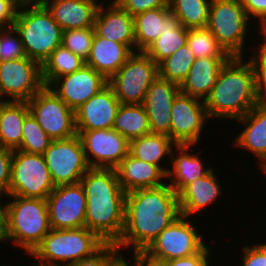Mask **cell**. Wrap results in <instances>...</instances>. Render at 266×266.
Listing matches in <instances>:
<instances>
[{"instance_id":"cell-52","label":"cell","mask_w":266,"mask_h":266,"mask_svg":"<svg viewBox=\"0 0 266 266\" xmlns=\"http://www.w3.org/2000/svg\"><path fill=\"white\" fill-rule=\"evenodd\" d=\"M20 3H33V2H41V0H18Z\"/></svg>"},{"instance_id":"cell-47","label":"cell","mask_w":266,"mask_h":266,"mask_svg":"<svg viewBox=\"0 0 266 266\" xmlns=\"http://www.w3.org/2000/svg\"><path fill=\"white\" fill-rule=\"evenodd\" d=\"M251 21L259 20L266 14V0H240Z\"/></svg>"},{"instance_id":"cell-43","label":"cell","mask_w":266,"mask_h":266,"mask_svg":"<svg viewBox=\"0 0 266 266\" xmlns=\"http://www.w3.org/2000/svg\"><path fill=\"white\" fill-rule=\"evenodd\" d=\"M13 150L0 146V195L8 196Z\"/></svg>"},{"instance_id":"cell-14","label":"cell","mask_w":266,"mask_h":266,"mask_svg":"<svg viewBox=\"0 0 266 266\" xmlns=\"http://www.w3.org/2000/svg\"><path fill=\"white\" fill-rule=\"evenodd\" d=\"M209 120L203 100L179 92L172 103L170 138L177 145L197 146Z\"/></svg>"},{"instance_id":"cell-17","label":"cell","mask_w":266,"mask_h":266,"mask_svg":"<svg viewBox=\"0 0 266 266\" xmlns=\"http://www.w3.org/2000/svg\"><path fill=\"white\" fill-rule=\"evenodd\" d=\"M107 84L101 73L85 64L71 74L56 78L49 87L75 111Z\"/></svg>"},{"instance_id":"cell-13","label":"cell","mask_w":266,"mask_h":266,"mask_svg":"<svg viewBox=\"0 0 266 266\" xmlns=\"http://www.w3.org/2000/svg\"><path fill=\"white\" fill-rule=\"evenodd\" d=\"M44 86L42 65L37 61L27 56L0 61V101L27 102Z\"/></svg>"},{"instance_id":"cell-30","label":"cell","mask_w":266,"mask_h":266,"mask_svg":"<svg viewBox=\"0 0 266 266\" xmlns=\"http://www.w3.org/2000/svg\"><path fill=\"white\" fill-rule=\"evenodd\" d=\"M188 29L171 12L166 17V28L144 51L157 65L187 43Z\"/></svg>"},{"instance_id":"cell-34","label":"cell","mask_w":266,"mask_h":266,"mask_svg":"<svg viewBox=\"0 0 266 266\" xmlns=\"http://www.w3.org/2000/svg\"><path fill=\"white\" fill-rule=\"evenodd\" d=\"M211 0H169L171 12L184 28H205Z\"/></svg>"},{"instance_id":"cell-23","label":"cell","mask_w":266,"mask_h":266,"mask_svg":"<svg viewBox=\"0 0 266 266\" xmlns=\"http://www.w3.org/2000/svg\"><path fill=\"white\" fill-rule=\"evenodd\" d=\"M98 0H41L60 28L65 30L94 27Z\"/></svg>"},{"instance_id":"cell-8","label":"cell","mask_w":266,"mask_h":266,"mask_svg":"<svg viewBox=\"0 0 266 266\" xmlns=\"http://www.w3.org/2000/svg\"><path fill=\"white\" fill-rule=\"evenodd\" d=\"M159 76V65L145 52H134L108 79L121 104H143L146 92Z\"/></svg>"},{"instance_id":"cell-29","label":"cell","mask_w":266,"mask_h":266,"mask_svg":"<svg viewBox=\"0 0 266 266\" xmlns=\"http://www.w3.org/2000/svg\"><path fill=\"white\" fill-rule=\"evenodd\" d=\"M176 145L168 135L149 133L129 141L128 153L139 160L160 166L168 173L170 165L166 166L163 162L166 156L171 159L172 149Z\"/></svg>"},{"instance_id":"cell-22","label":"cell","mask_w":266,"mask_h":266,"mask_svg":"<svg viewBox=\"0 0 266 266\" xmlns=\"http://www.w3.org/2000/svg\"><path fill=\"white\" fill-rule=\"evenodd\" d=\"M243 125L231 146L247 149L258 160L259 169L266 166V103H258L246 115L235 120Z\"/></svg>"},{"instance_id":"cell-41","label":"cell","mask_w":266,"mask_h":266,"mask_svg":"<svg viewBox=\"0 0 266 266\" xmlns=\"http://www.w3.org/2000/svg\"><path fill=\"white\" fill-rule=\"evenodd\" d=\"M249 58L255 72L256 91L259 103H266V49H253Z\"/></svg>"},{"instance_id":"cell-11","label":"cell","mask_w":266,"mask_h":266,"mask_svg":"<svg viewBox=\"0 0 266 266\" xmlns=\"http://www.w3.org/2000/svg\"><path fill=\"white\" fill-rule=\"evenodd\" d=\"M29 111L52 140L77 135L75 111L49 86H44L29 101Z\"/></svg>"},{"instance_id":"cell-44","label":"cell","mask_w":266,"mask_h":266,"mask_svg":"<svg viewBox=\"0 0 266 266\" xmlns=\"http://www.w3.org/2000/svg\"><path fill=\"white\" fill-rule=\"evenodd\" d=\"M211 247L205 245L197 254L185 258H176L165 261L166 266H210L212 262ZM210 259V261H208Z\"/></svg>"},{"instance_id":"cell-39","label":"cell","mask_w":266,"mask_h":266,"mask_svg":"<svg viewBox=\"0 0 266 266\" xmlns=\"http://www.w3.org/2000/svg\"><path fill=\"white\" fill-rule=\"evenodd\" d=\"M123 254L115 243H105L93 255L70 263L69 266H119Z\"/></svg>"},{"instance_id":"cell-45","label":"cell","mask_w":266,"mask_h":266,"mask_svg":"<svg viewBox=\"0 0 266 266\" xmlns=\"http://www.w3.org/2000/svg\"><path fill=\"white\" fill-rule=\"evenodd\" d=\"M258 243L242 246L240 266H266V250Z\"/></svg>"},{"instance_id":"cell-36","label":"cell","mask_w":266,"mask_h":266,"mask_svg":"<svg viewBox=\"0 0 266 266\" xmlns=\"http://www.w3.org/2000/svg\"><path fill=\"white\" fill-rule=\"evenodd\" d=\"M186 44L193 52L195 58L231 57L207 27L188 29Z\"/></svg>"},{"instance_id":"cell-37","label":"cell","mask_w":266,"mask_h":266,"mask_svg":"<svg viewBox=\"0 0 266 266\" xmlns=\"http://www.w3.org/2000/svg\"><path fill=\"white\" fill-rule=\"evenodd\" d=\"M52 141L53 140L37 123L34 116L29 113L24 119L22 141L18 150L31 154L43 155Z\"/></svg>"},{"instance_id":"cell-35","label":"cell","mask_w":266,"mask_h":266,"mask_svg":"<svg viewBox=\"0 0 266 266\" xmlns=\"http://www.w3.org/2000/svg\"><path fill=\"white\" fill-rule=\"evenodd\" d=\"M194 61L193 52L185 44L159 64V76L180 86Z\"/></svg>"},{"instance_id":"cell-1","label":"cell","mask_w":266,"mask_h":266,"mask_svg":"<svg viewBox=\"0 0 266 266\" xmlns=\"http://www.w3.org/2000/svg\"><path fill=\"white\" fill-rule=\"evenodd\" d=\"M181 216L178 194L168 184L137 189L125 196V225L115 243L122 251L143 252Z\"/></svg>"},{"instance_id":"cell-6","label":"cell","mask_w":266,"mask_h":266,"mask_svg":"<svg viewBox=\"0 0 266 266\" xmlns=\"http://www.w3.org/2000/svg\"><path fill=\"white\" fill-rule=\"evenodd\" d=\"M105 242L86 227L51 229L28 256L38 262L70 264L97 252Z\"/></svg>"},{"instance_id":"cell-4","label":"cell","mask_w":266,"mask_h":266,"mask_svg":"<svg viewBox=\"0 0 266 266\" xmlns=\"http://www.w3.org/2000/svg\"><path fill=\"white\" fill-rule=\"evenodd\" d=\"M13 26L26 56L41 65L61 45L63 30L41 2L20 3Z\"/></svg>"},{"instance_id":"cell-19","label":"cell","mask_w":266,"mask_h":266,"mask_svg":"<svg viewBox=\"0 0 266 266\" xmlns=\"http://www.w3.org/2000/svg\"><path fill=\"white\" fill-rule=\"evenodd\" d=\"M179 85L158 76L146 92L143 106L149 118L151 133L170 137L171 109Z\"/></svg>"},{"instance_id":"cell-12","label":"cell","mask_w":266,"mask_h":266,"mask_svg":"<svg viewBox=\"0 0 266 266\" xmlns=\"http://www.w3.org/2000/svg\"><path fill=\"white\" fill-rule=\"evenodd\" d=\"M43 157L55 187L78 183L90 169L78 134L53 140Z\"/></svg>"},{"instance_id":"cell-32","label":"cell","mask_w":266,"mask_h":266,"mask_svg":"<svg viewBox=\"0 0 266 266\" xmlns=\"http://www.w3.org/2000/svg\"><path fill=\"white\" fill-rule=\"evenodd\" d=\"M112 129L128 141L151 133L149 118L143 104H121Z\"/></svg>"},{"instance_id":"cell-10","label":"cell","mask_w":266,"mask_h":266,"mask_svg":"<svg viewBox=\"0 0 266 266\" xmlns=\"http://www.w3.org/2000/svg\"><path fill=\"white\" fill-rule=\"evenodd\" d=\"M193 222L188 217H178L155 238L143 253L161 262L197 254L206 242L203 240L204 236L200 234L198 224L194 220Z\"/></svg>"},{"instance_id":"cell-21","label":"cell","mask_w":266,"mask_h":266,"mask_svg":"<svg viewBox=\"0 0 266 266\" xmlns=\"http://www.w3.org/2000/svg\"><path fill=\"white\" fill-rule=\"evenodd\" d=\"M195 145H176L171 152L170 169L167 173V182L177 194H179L189 183L206 176L214 168L204 164L201 149L193 150ZM192 148V149H191ZM189 151V152H188ZM191 151V152H190ZM194 152V153H193ZM172 167V169H171Z\"/></svg>"},{"instance_id":"cell-7","label":"cell","mask_w":266,"mask_h":266,"mask_svg":"<svg viewBox=\"0 0 266 266\" xmlns=\"http://www.w3.org/2000/svg\"><path fill=\"white\" fill-rule=\"evenodd\" d=\"M250 20L240 0H211L206 27L231 57H245Z\"/></svg>"},{"instance_id":"cell-5","label":"cell","mask_w":266,"mask_h":266,"mask_svg":"<svg viewBox=\"0 0 266 266\" xmlns=\"http://www.w3.org/2000/svg\"><path fill=\"white\" fill-rule=\"evenodd\" d=\"M5 197L10 199L6 202L8 241L30 255L52 229L47 199Z\"/></svg>"},{"instance_id":"cell-26","label":"cell","mask_w":266,"mask_h":266,"mask_svg":"<svg viewBox=\"0 0 266 266\" xmlns=\"http://www.w3.org/2000/svg\"><path fill=\"white\" fill-rule=\"evenodd\" d=\"M230 58H195L186 79L179 86L180 92L204 101L213 89L221 68Z\"/></svg>"},{"instance_id":"cell-24","label":"cell","mask_w":266,"mask_h":266,"mask_svg":"<svg viewBox=\"0 0 266 266\" xmlns=\"http://www.w3.org/2000/svg\"><path fill=\"white\" fill-rule=\"evenodd\" d=\"M116 171L119 183L126 193L137 189L160 187L168 182L167 173L160 166L139 160L129 153Z\"/></svg>"},{"instance_id":"cell-18","label":"cell","mask_w":266,"mask_h":266,"mask_svg":"<svg viewBox=\"0 0 266 266\" xmlns=\"http://www.w3.org/2000/svg\"><path fill=\"white\" fill-rule=\"evenodd\" d=\"M121 103L107 84L75 110L76 130L112 129Z\"/></svg>"},{"instance_id":"cell-28","label":"cell","mask_w":266,"mask_h":266,"mask_svg":"<svg viewBox=\"0 0 266 266\" xmlns=\"http://www.w3.org/2000/svg\"><path fill=\"white\" fill-rule=\"evenodd\" d=\"M30 113L26 101H0V146L18 150L22 141V127Z\"/></svg>"},{"instance_id":"cell-3","label":"cell","mask_w":266,"mask_h":266,"mask_svg":"<svg viewBox=\"0 0 266 266\" xmlns=\"http://www.w3.org/2000/svg\"><path fill=\"white\" fill-rule=\"evenodd\" d=\"M231 57L221 68L217 81L204 100L209 119L236 120L259 103L255 72L250 60Z\"/></svg>"},{"instance_id":"cell-53","label":"cell","mask_w":266,"mask_h":266,"mask_svg":"<svg viewBox=\"0 0 266 266\" xmlns=\"http://www.w3.org/2000/svg\"><path fill=\"white\" fill-rule=\"evenodd\" d=\"M260 245L266 250V242L260 243Z\"/></svg>"},{"instance_id":"cell-15","label":"cell","mask_w":266,"mask_h":266,"mask_svg":"<svg viewBox=\"0 0 266 266\" xmlns=\"http://www.w3.org/2000/svg\"><path fill=\"white\" fill-rule=\"evenodd\" d=\"M76 132L90 168L116 169L128 155L129 141L114 129Z\"/></svg>"},{"instance_id":"cell-54","label":"cell","mask_w":266,"mask_h":266,"mask_svg":"<svg viewBox=\"0 0 266 266\" xmlns=\"http://www.w3.org/2000/svg\"><path fill=\"white\" fill-rule=\"evenodd\" d=\"M263 173L266 175V166L262 169Z\"/></svg>"},{"instance_id":"cell-38","label":"cell","mask_w":266,"mask_h":266,"mask_svg":"<svg viewBox=\"0 0 266 266\" xmlns=\"http://www.w3.org/2000/svg\"><path fill=\"white\" fill-rule=\"evenodd\" d=\"M95 35V27L65 30L61 44L75 55L87 60Z\"/></svg>"},{"instance_id":"cell-51","label":"cell","mask_w":266,"mask_h":266,"mask_svg":"<svg viewBox=\"0 0 266 266\" xmlns=\"http://www.w3.org/2000/svg\"><path fill=\"white\" fill-rule=\"evenodd\" d=\"M31 266H69V264H58V263H45V262H38L36 264L33 263Z\"/></svg>"},{"instance_id":"cell-46","label":"cell","mask_w":266,"mask_h":266,"mask_svg":"<svg viewBox=\"0 0 266 266\" xmlns=\"http://www.w3.org/2000/svg\"><path fill=\"white\" fill-rule=\"evenodd\" d=\"M20 2L18 0H0V28L14 25Z\"/></svg>"},{"instance_id":"cell-25","label":"cell","mask_w":266,"mask_h":266,"mask_svg":"<svg viewBox=\"0 0 266 266\" xmlns=\"http://www.w3.org/2000/svg\"><path fill=\"white\" fill-rule=\"evenodd\" d=\"M215 171L213 169L206 176L189 183L178 194L181 216L194 217L197 212L199 214L203 209L207 210V207L217 201L220 196L222 197L224 189L221 187Z\"/></svg>"},{"instance_id":"cell-33","label":"cell","mask_w":266,"mask_h":266,"mask_svg":"<svg viewBox=\"0 0 266 266\" xmlns=\"http://www.w3.org/2000/svg\"><path fill=\"white\" fill-rule=\"evenodd\" d=\"M85 60L72 53L64 45L55 48L42 65V79L49 86L56 78L71 74L85 65Z\"/></svg>"},{"instance_id":"cell-27","label":"cell","mask_w":266,"mask_h":266,"mask_svg":"<svg viewBox=\"0 0 266 266\" xmlns=\"http://www.w3.org/2000/svg\"><path fill=\"white\" fill-rule=\"evenodd\" d=\"M133 53L134 51L128 45L110 41L95 32L85 63L108 80Z\"/></svg>"},{"instance_id":"cell-50","label":"cell","mask_w":266,"mask_h":266,"mask_svg":"<svg viewBox=\"0 0 266 266\" xmlns=\"http://www.w3.org/2000/svg\"><path fill=\"white\" fill-rule=\"evenodd\" d=\"M254 26H256L258 24V26H256L258 29L256 30L255 28L250 30V31H257V34L259 33L261 36V43L259 41V43L257 45H253V49H266V14L263 15L259 20L258 22L256 21L255 23H253ZM255 47V48H254Z\"/></svg>"},{"instance_id":"cell-2","label":"cell","mask_w":266,"mask_h":266,"mask_svg":"<svg viewBox=\"0 0 266 266\" xmlns=\"http://www.w3.org/2000/svg\"><path fill=\"white\" fill-rule=\"evenodd\" d=\"M87 209L85 227L105 243H116L125 225V196L116 169L90 168L80 179Z\"/></svg>"},{"instance_id":"cell-20","label":"cell","mask_w":266,"mask_h":266,"mask_svg":"<svg viewBox=\"0 0 266 266\" xmlns=\"http://www.w3.org/2000/svg\"><path fill=\"white\" fill-rule=\"evenodd\" d=\"M103 1L95 15V32L110 41L126 44L135 52L134 17L114 0H109L108 3Z\"/></svg>"},{"instance_id":"cell-42","label":"cell","mask_w":266,"mask_h":266,"mask_svg":"<svg viewBox=\"0 0 266 266\" xmlns=\"http://www.w3.org/2000/svg\"><path fill=\"white\" fill-rule=\"evenodd\" d=\"M131 16L157 8H170L169 0H114Z\"/></svg>"},{"instance_id":"cell-48","label":"cell","mask_w":266,"mask_h":266,"mask_svg":"<svg viewBox=\"0 0 266 266\" xmlns=\"http://www.w3.org/2000/svg\"><path fill=\"white\" fill-rule=\"evenodd\" d=\"M132 253H133L132 257L128 258V260H130L131 263H129L128 260L126 259L127 256H125V254L123 255L122 264L124 266H166L164 262L151 259L143 252H132Z\"/></svg>"},{"instance_id":"cell-16","label":"cell","mask_w":266,"mask_h":266,"mask_svg":"<svg viewBox=\"0 0 266 266\" xmlns=\"http://www.w3.org/2000/svg\"><path fill=\"white\" fill-rule=\"evenodd\" d=\"M52 229L85 227L87 200L80 182L56 186L47 197Z\"/></svg>"},{"instance_id":"cell-9","label":"cell","mask_w":266,"mask_h":266,"mask_svg":"<svg viewBox=\"0 0 266 266\" xmlns=\"http://www.w3.org/2000/svg\"><path fill=\"white\" fill-rule=\"evenodd\" d=\"M54 188L43 155L13 151L8 196L47 199Z\"/></svg>"},{"instance_id":"cell-49","label":"cell","mask_w":266,"mask_h":266,"mask_svg":"<svg viewBox=\"0 0 266 266\" xmlns=\"http://www.w3.org/2000/svg\"><path fill=\"white\" fill-rule=\"evenodd\" d=\"M3 196V197H1ZM4 195H0V244L8 242V220L6 201L3 200Z\"/></svg>"},{"instance_id":"cell-40","label":"cell","mask_w":266,"mask_h":266,"mask_svg":"<svg viewBox=\"0 0 266 266\" xmlns=\"http://www.w3.org/2000/svg\"><path fill=\"white\" fill-rule=\"evenodd\" d=\"M26 57L19 32L14 26L0 28V61Z\"/></svg>"},{"instance_id":"cell-31","label":"cell","mask_w":266,"mask_h":266,"mask_svg":"<svg viewBox=\"0 0 266 266\" xmlns=\"http://www.w3.org/2000/svg\"><path fill=\"white\" fill-rule=\"evenodd\" d=\"M170 13V8H157L134 16L135 52H144L159 37Z\"/></svg>"}]
</instances>
